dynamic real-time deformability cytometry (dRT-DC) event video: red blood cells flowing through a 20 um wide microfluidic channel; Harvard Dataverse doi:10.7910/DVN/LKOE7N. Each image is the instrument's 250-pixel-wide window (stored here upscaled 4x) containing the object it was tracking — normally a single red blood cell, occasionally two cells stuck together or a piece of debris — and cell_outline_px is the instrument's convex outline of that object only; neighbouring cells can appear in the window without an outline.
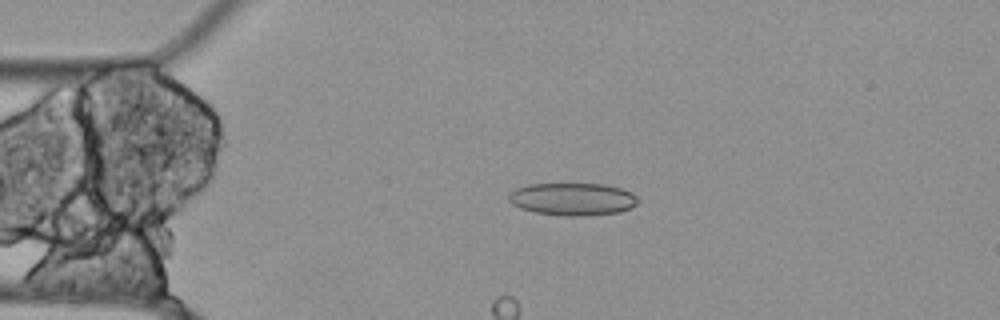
{"species": "Egyptian fruit bat (a non-hibernating species)", "species_latin": "Rousettus aegyptiacus", "temperature_condition": "cold", "stored_images_in_passage": 56, "camera_frame_rate_fps": 3000, "um_per_image_px": 0.085, "animal": {"sex": "female"}, "frame": {"image": 1, "passage_image": 11, "time_ms": 3.333, "image_size_px": [1000, 320], "cell_outline_px": [[640, 200], [632, 208], [620, 212], [580, 216], [568, 216], [536, 212], [520, 208], [512, 204], [508, 200], [508, 196], [516, 188], [528, 184], [604, 184], [620, 188], [632, 192]], "centroid_in_image_um": [48.7, 16.92], "position_along_channel_um": 36.3, "area_um2": 24.51}}